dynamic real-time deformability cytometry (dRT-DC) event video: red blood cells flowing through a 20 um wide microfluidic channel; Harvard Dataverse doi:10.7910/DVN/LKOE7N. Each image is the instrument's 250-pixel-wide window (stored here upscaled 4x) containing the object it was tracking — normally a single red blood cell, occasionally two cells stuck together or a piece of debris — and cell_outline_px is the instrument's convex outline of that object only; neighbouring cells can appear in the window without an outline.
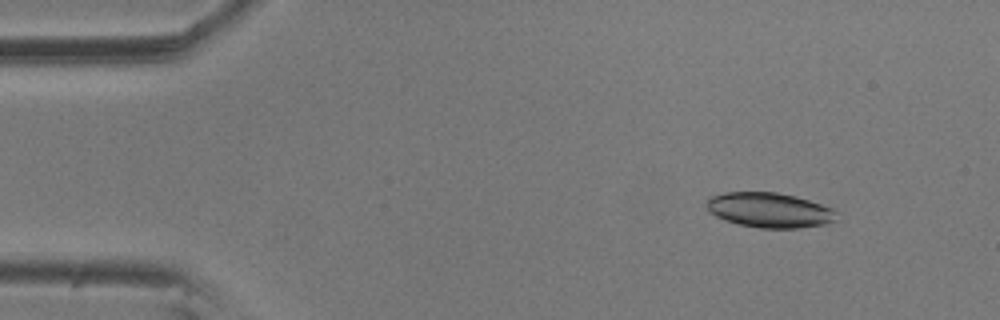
{"species": "common noctule bat (a hibernating species)", "species_latin": "Nyctalus noctula", "temperature_condition": "room temperature", "stored_images_in_passage": 56, "camera_frame_rate_fps": 3000, "um_per_image_px": 0.085, "animal": {"sex": "male", "body_mass_g": 20.5, "forearm_length_mm": 52.5}, "frame": {"image": 1, "passage_image": 6, "time_ms": 1.667, "image_size_px": [1000, 320], "cell_outline_px": [[840, 220], [824, 224], [800, 228], [760, 228], [740, 224], [724, 220], [708, 212], [704, 204], [712, 196], [724, 192], [776, 192], [796, 196], [832, 208], [836, 212]], "centroid_in_image_um": [65.41, 17.86], "position_along_channel_um": 19.6, "area_um2": 26.65}}
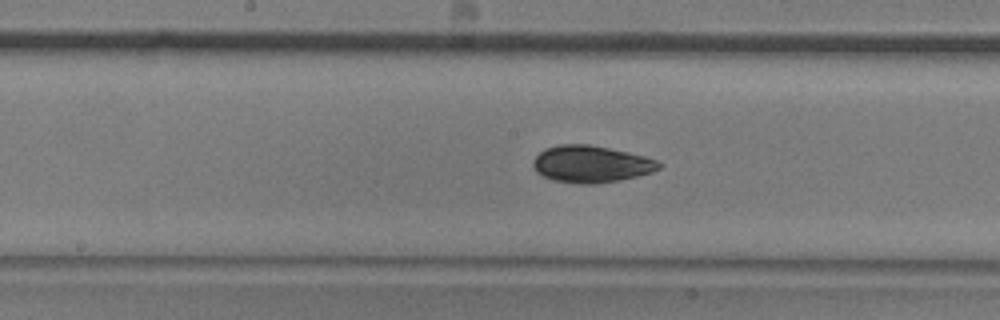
{"frame": {"image": 2, "passage_image": 28, "time_ms": 9.0, "image_size_px": [1000, 320], "cell_outline_px": [[664, 164], [660, 168], [652, 172], [620, 180], [592, 184], [580, 184], [552, 180], [536, 172], [532, 164], [536, 156], [544, 148], [560, 144], [588, 144], [628, 152], [644, 156], [656, 160]], "centroid_in_image_um": [50.24, 13.94], "position_along_channel_um": 198.0, "area_um2": 27.05}}
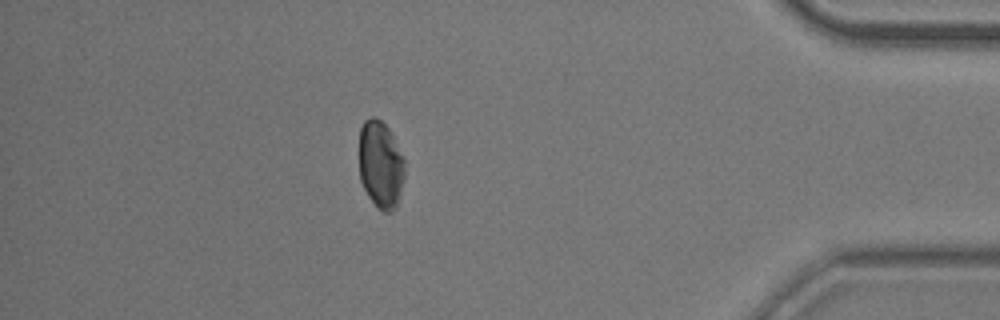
{"frame": {"image": 3, "passage_image": 49, "time_ms": 16.0, "image_size_px": [1000, 320], "cell_outline_px": [[404, 176], [396, 208], [392, 212], [384, 212], [368, 196], [360, 180], [360, 128], [364, 120], [372, 116], [376, 116], [388, 128], [404, 160]], "centroid_in_image_um": [32.34, 13.98], "position_along_channel_um": 402.9, "area_um2": 22.89}, "authors_computed_cell_mechanics": {"area_um2": 25.9233, "velocity_mm_per_s": 3.5466, "shape_relaxation_time_tau1_ms": 3.4448, "shape_relaxation_time_tau2_ms": 3.5089, "deformation_change_tau1": 0.1192, "deformation_change_tau2": 0.0843}}